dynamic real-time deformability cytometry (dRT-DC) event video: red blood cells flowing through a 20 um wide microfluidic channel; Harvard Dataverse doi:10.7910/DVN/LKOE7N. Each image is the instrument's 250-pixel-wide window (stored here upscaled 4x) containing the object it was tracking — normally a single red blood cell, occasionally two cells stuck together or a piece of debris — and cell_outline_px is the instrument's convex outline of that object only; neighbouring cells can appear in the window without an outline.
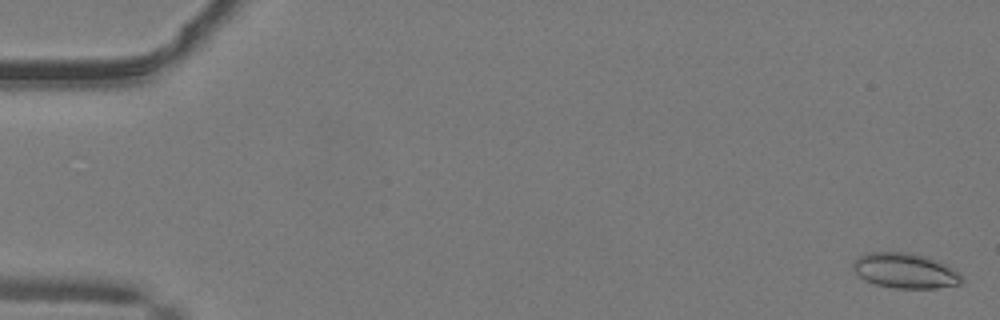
{"species": "common noctule bat (a hibernating species)", "species_latin": "Nyctalus noctula", "temperature_condition": "warm", "stored_images_in_passage": 50, "camera_frame_rate_fps": 3000, "um_per_image_px": 0.085, "animal": {"sex": "male", "body_mass_g": 19.2, "forearm_length_mm": 51.8}, "frame": {"image": 1, "passage_image": 1, "time_ms": 0.0, "image_size_px": [1000, 320], "cell_outline_px": [[964, 280], [960, 284], [936, 288], [896, 288], [876, 284], [864, 280], [852, 268], [852, 264], [860, 256], [868, 252], [908, 252], [924, 256], [948, 264], [956, 268], [960, 272]], "centroid_in_image_um": [76.99, 23.01], "position_along_channel_um": 8.0, "area_um2": 22.37}}
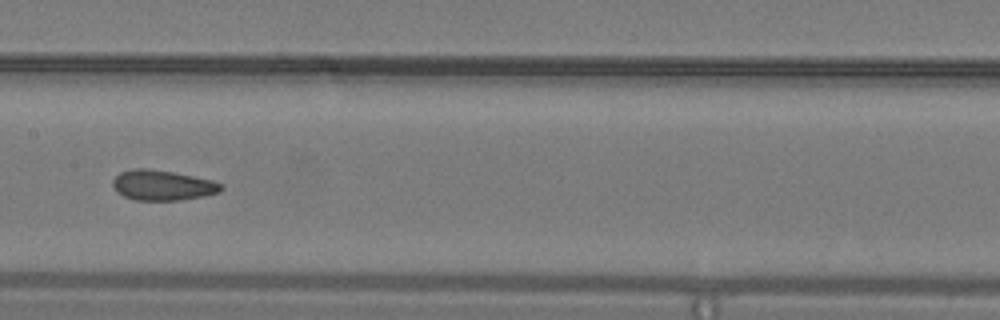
{"frame": {"image": 2, "passage_image": 26, "time_ms": 8.333, "image_size_px": [1000, 320], "cell_outline_px": [[224, 188], [220, 192], [204, 196], [176, 200], [136, 200], [124, 196], [116, 192], [112, 184], [112, 180], [120, 172], [132, 168], [148, 168], [172, 172], [212, 180], [220, 184]], "centroid_in_image_um": [13.78, 15.74], "position_along_channel_um": 193.6, "area_um2": 19.02}}
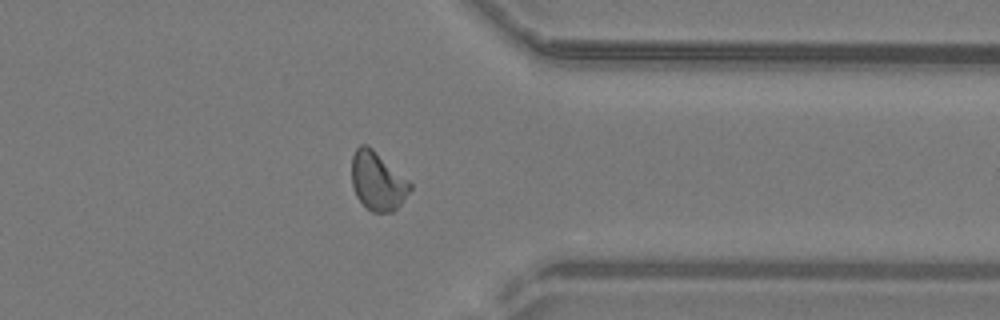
{"frame": {"image": 3, "passage_image": 40, "time_ms": 13.0, "image_size_px": [1000, 320], "cell_outline_px": [[412, 188], [404, 200], [392, 212], [372, 212], [364, 208], [356, 196], [352, 184], [352, 156], [356, 148], [360, 144], [368, 144], [408, 180], [412, 184]], "centroid_in_image_um": [32.08, 15.4], "position_along_channel_um": 379.3, "area_um2": 20.0}, "authors_computed_cell_mechanics": {"area_um2": 19.5075, "velocity_mm_per_s": 4.115, "shape_relaxation_time_tau1_ms": 9.4985, "shape_relaxation_time_tau2_ms": 1.5878, "deformation_change_tau1": 0.169, "deformation_change_tau2": 0.0653}}